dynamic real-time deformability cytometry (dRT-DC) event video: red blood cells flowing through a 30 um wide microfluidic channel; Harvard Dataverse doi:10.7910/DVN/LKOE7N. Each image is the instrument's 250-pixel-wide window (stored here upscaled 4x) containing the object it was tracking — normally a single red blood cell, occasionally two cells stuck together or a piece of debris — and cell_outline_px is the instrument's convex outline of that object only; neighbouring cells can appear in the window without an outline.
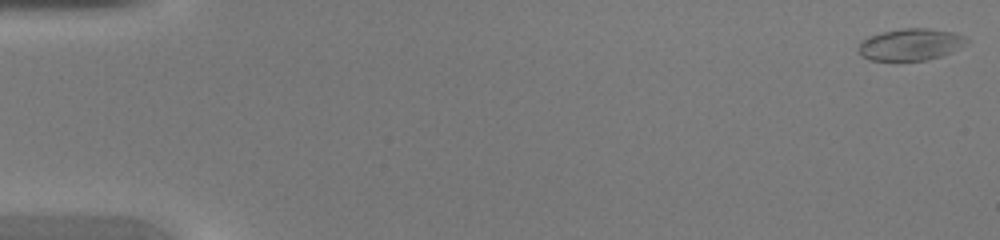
{"species": "common noctule bat (a hibernating species)", "species_latin": "Nyctalus noctula", "temperature_condition": "warm", "stored_images_in_passage": 46, "camera_frame_rate_fps": 3000, "um_per_image_px": 0.085, "animal": {"sex": "female", "body_mass_g": 20.0, "forearm_length_mm": 54.0}, "frame": {"image": 1, "passage_image": 1, "time_ms": 0.0, "image_size_px": [1000, 240], "cell_outline_px": [[968, 40], [964, 44], [952, 52], [940, 56], [924, 60], [868, 60], [856, 48], [860, 40], [884, 32], [904, 28], [928, 28], [952, 32], [964, 36]], "centroid_in_image_um": [77.37, 3.78], "position_along_channel_um": 7.6, "area_um2": 19.77}}
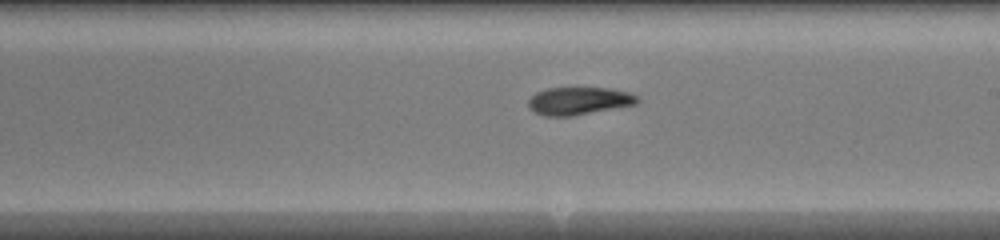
{"frame": {"image": 2, "passage_image": 27, "time_ms": 8.667, "image_size_px": [1000, 240], "cell_outline_px": [[640, 100], [636, 104], [572, 116], [544, 116], [528, 108], [528, 100], [536, 92], [548, 88], [608, 88], [628, 92], [640, 96]], "centroid_in_image_um": [49.21, 8.57], "position_along_channel_um": 239.8, "area_um2": 17.57}}
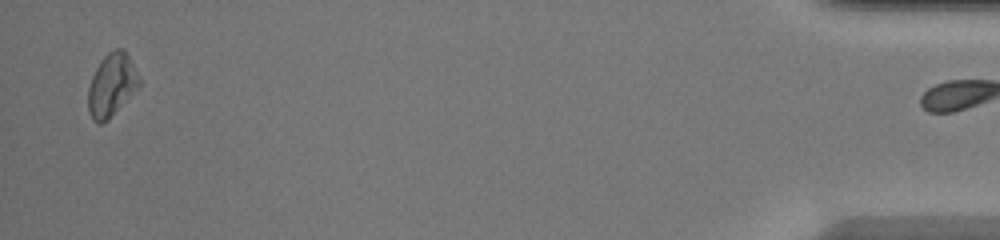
{"frame": {"image": 3, "passage_image": 45, "time_ms": 14.667, "image_size_px": [1000, 240], "cell_outline_px": [[140, 88], [108, 120], [100, 124], [96, 124], [92, 120], [88, 112], [88, 88], [92, 76], [100, 60], [108, 52], [116, 48], [124, 48], [140, 76]], "centroid_in_image_um": [9.51, 7.24], "position_along_channel_um": 425.7, "area_um2": 19.19}}